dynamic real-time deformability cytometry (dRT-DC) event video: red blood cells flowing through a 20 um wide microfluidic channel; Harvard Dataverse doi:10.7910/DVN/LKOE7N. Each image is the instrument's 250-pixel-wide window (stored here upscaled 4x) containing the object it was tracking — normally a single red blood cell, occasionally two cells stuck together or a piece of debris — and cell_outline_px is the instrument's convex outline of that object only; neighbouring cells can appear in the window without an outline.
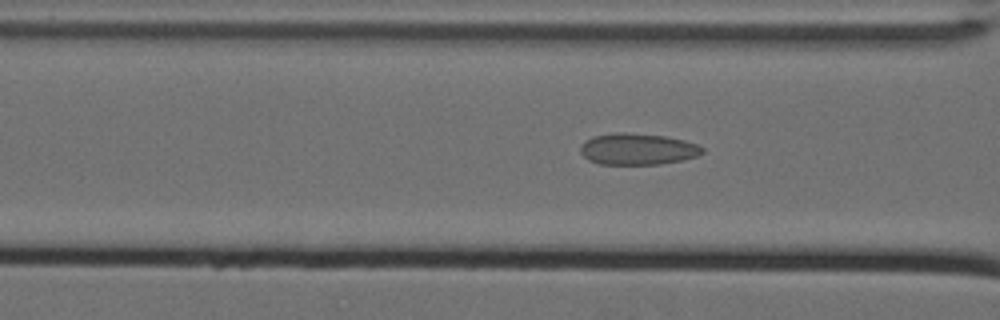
{"species": "Egyptian fruit bat (a non-hibernating species)", "species_latin": "Rousettus aegyptiacus", "temperature_condition": "cold", "stored_images_in_passage": 47, "camera_frame_rate_fps": 3000, "um_per_image_px": 0.085, "animal": {"sex": "female"}, "frame": {"image": 1, "passage_image": 20, "time_ms": 6.333, "image_size_px": [1000, 320], "cell_outline_px": [[704, 152], [696, 156], [680, 160], [660, 164], [600, 164], [588, 160], [580, 152], [580, 148], [592, 136], [616, 132], [664, 136], [684, 140], [696, 144], [704, 148]], "centroid_in_image_um": [54.19, 12.68], "position_along_channel_um": 112.4, "area_um2": 22.02}}
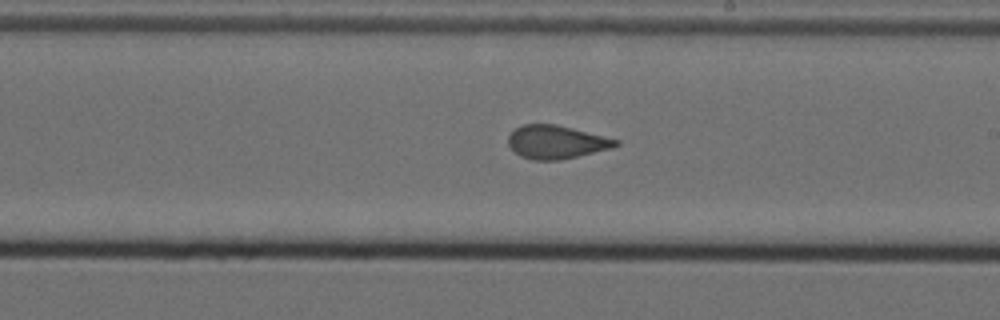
{"frame": {"image": 2, "passage_image": 31, "time_ms": 10.0, "image_size_px": [1000, 320], "cell_outline_px": [[620, 144], [612, 148], [560, 160], [532, 160], [520, 156], [508, 144], [508, 136], [516, 128], [524, 124], [556, 124], [620, 140]], "centroid_in_image_um": [47.29, 12.07], "position_along_channel_um": 241.7, "area_um2": 20.75}}
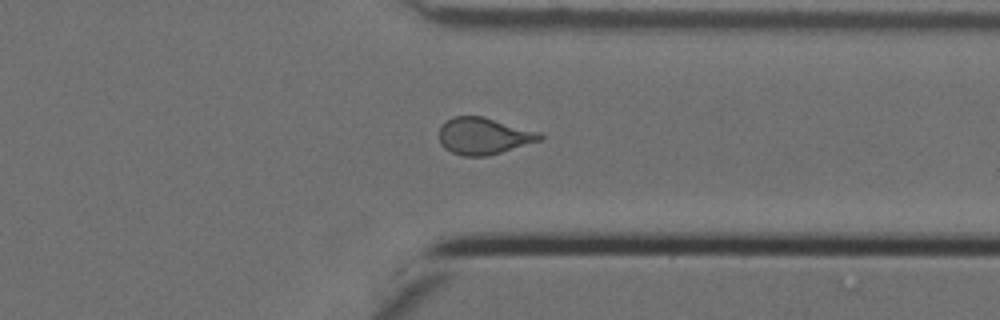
{"frame": {"image": 3, "passage_image": 42, "time_ms": 13.667, "image_size_px": [1000, 320], "cell_outline_px": [[544, 140], [488, 156], [464, 156], [452, 152], [444, 148], [440, 144], [440, 128], [448, 120], [456, 116], [484, 116], [540, 132], [544, 136]], "centroid_in_image_um": [41.17, 11.57], "position_along_channel_um": 370.2, "area_um2": 21.68}}